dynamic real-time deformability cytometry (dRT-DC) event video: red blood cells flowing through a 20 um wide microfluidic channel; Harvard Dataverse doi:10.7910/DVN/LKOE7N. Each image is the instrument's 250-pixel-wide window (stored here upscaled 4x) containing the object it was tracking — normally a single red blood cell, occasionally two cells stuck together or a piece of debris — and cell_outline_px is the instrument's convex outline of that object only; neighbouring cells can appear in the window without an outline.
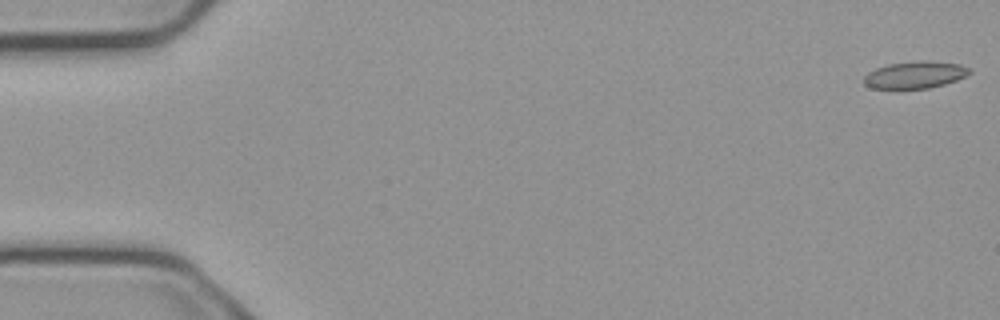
{"species": "common noctule bat (a hibernating species)", "species_latin": "Nyctalus noctula", "temperature_condition": "cold", "stored_images_in_passage": 13, "camera_frame_rate_fps": 3000, "um_per_image_px": 0.085, "animal": {"sex": "male", "body_mass_g": 23.1, "forearm_length_mm": 52.7}, "frame": {"image": 1, "passage_image": 1, "time_ms": 0.0, "image_size_px": [1000, 320], "cell_outline_px": [[972, 72], [956, 80], [944, 84], [928, 88], [872, 88], [864, 84], [864, 76], [868, 72], [876, 68], [888, 64], [920, 60], [924, 60], [960, 64], [968, 68]], "centroid_in_image_um": [77.76, 6.35], "position_along_channel_um": 7.2, "area_um2": 16.47}}